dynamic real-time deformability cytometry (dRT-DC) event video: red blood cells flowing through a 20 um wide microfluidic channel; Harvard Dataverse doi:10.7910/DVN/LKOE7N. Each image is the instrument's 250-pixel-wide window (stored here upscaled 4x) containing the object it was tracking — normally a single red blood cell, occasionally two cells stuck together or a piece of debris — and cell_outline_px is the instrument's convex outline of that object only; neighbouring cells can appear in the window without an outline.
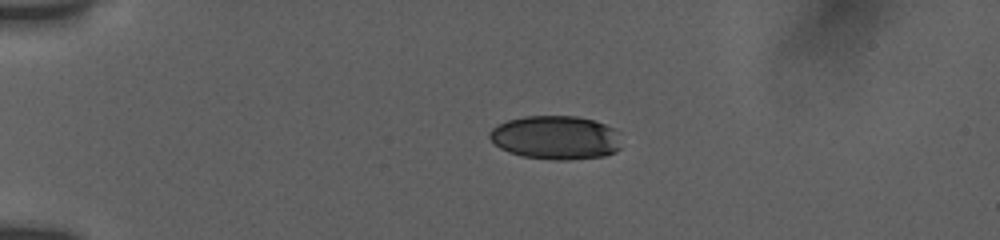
{"species": "human", "species_latin": "Homo sapiens", "temperature_condition": "room temperature", "stored_images_in_passage": 3, "camera_frame_rate_fps": 3000, "um_per_image_px": 0.085, "donor": {"sex": "female"}, "frame": {"image": 1, "passage_image": 1, "time_ms": 0.0, "image_size_px": [1000, 240], "cell_outline_px": [[620, 148], [616, 152], [604, 156], [568, 160], [556, 160], [520, 156], [508, 152], [500, 148], [488, 136], [488, 132], [496, 124], [508, 120], [524, 116], [576, 116], [592, 120], [616, 128], [620, 132]], "centroid_in_image_um": [47.25, 11.69], "position_along_channel_um": 37.8, "area_um2": 33.99}}